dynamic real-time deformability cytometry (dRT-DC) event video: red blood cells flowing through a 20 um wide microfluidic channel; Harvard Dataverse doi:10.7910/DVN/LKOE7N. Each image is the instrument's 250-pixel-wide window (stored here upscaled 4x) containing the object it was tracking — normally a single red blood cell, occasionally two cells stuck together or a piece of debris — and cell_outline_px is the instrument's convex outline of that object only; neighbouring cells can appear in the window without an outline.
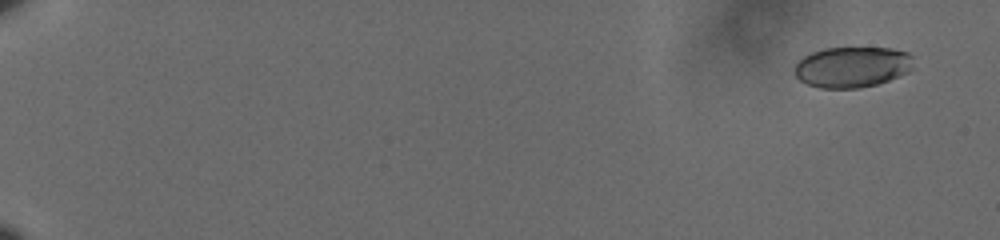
{"species": "human", "species_latin": "Homo sapiens", "temperature_condition": "cold", "stored_images_in_passage": 14, "camera_frame_rate_fps": 3000, "um_per_image_px": 0.085, "donor": {"sex": "male"}, "frame": {"image": 1, "passage_image": 2, "time_ms": 0.333, "image_size_px": [1000, 240], "cell_outline_px": [[912, 68], [908, 72], [900, 76], [876, 84], [860, 88], [820, 88], [808, 84], [800, 80], [796, 76], [792, 68], [804, 56], [812, 52], [824, 48], [892, 48], [908, 52], [912, 56]], "centroid_in_image_um": [72.43, 5.69], "position_along_channel_um": 12.6, "area_um2": 28.32}}
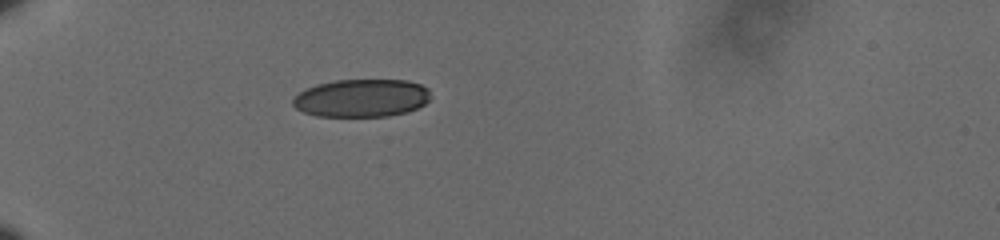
{"frame": {"image": 2, "passage_image": 11, "time_ms": 3.333, "image_size_px": [1000, 240], "cell_outline_px": [[428, 100], [424, 104], [408, 112], [388, 116], [316, 116], [304, 112], [296, 108], [292, 104], [292, 100], [300, 92], [316, 84], [336, 80], [408, 80], [420, 84], [428, 88]], "centroid_in_image_um": [30.73, 8.33], "position_along_channel_um": 54.3, "area_um2": 30.29}}
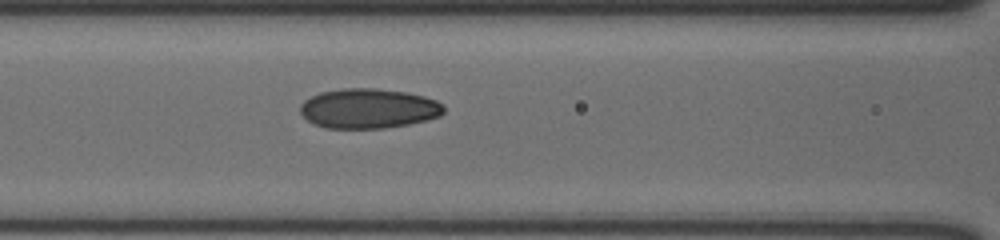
{"frame": {"image": 3, "passage_image": 14, "time_ms": 4.333, "image_size_px": [1000, 240], "cell_outline_px": [[444, 112], [440, 116], [408, 124], [384, 128], [324, 128], [308, 120], [300, 112], [300, 104], [304, 100], [320, 92], [344, 88], [376, 88], [404, 92], [424, 96], [436, 100], [444, 104]], "centroid_in_image_um": [31.32, 9.21], "position_along_channel_um": 135.3, "area_um2": 33.23}}